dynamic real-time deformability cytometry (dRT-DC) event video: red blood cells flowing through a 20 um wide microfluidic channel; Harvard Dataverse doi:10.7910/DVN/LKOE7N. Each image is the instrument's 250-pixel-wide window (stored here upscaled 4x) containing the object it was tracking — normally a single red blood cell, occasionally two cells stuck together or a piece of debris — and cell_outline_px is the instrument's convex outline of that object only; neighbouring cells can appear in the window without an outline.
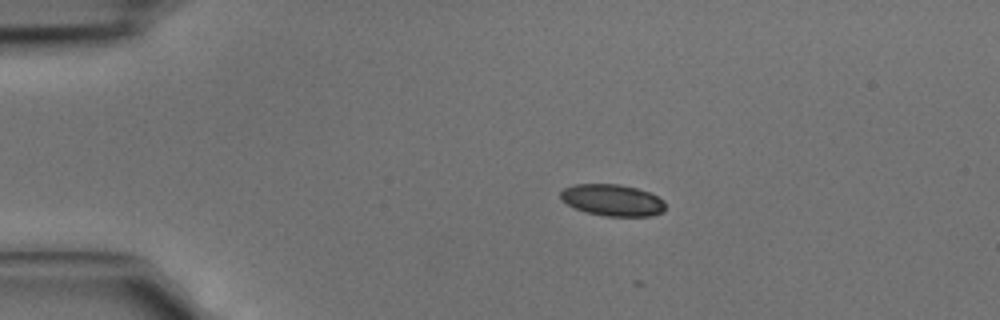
{"species": "common noctule bat (a hibernating species)", "species_latin": "Nyctalus noctula", "temperature_condition": "cold", "stored_images_in_passage": 4, "camera_frame_rate_fps": 3000, "um_per_image_px": 0.085, "animal": {"sex": "male", "body_mass_g": 15.6}, "frame": {"image": 1, "passage_image": 3, "time_ms": 0.667, "image_size_px": [1000, 320], "cell_outline_px": [[664, 212], [652, 216], [604, 216], [588, 212], [576, 208], [568, 204], [560, 196], [560, 192], [564, 188], [572, 184], [620, 184], [636, 188], [648, 192], [664, 200]], "centroid_in_image_um": [52.07, 17.01], "position_along_channel_um": 32.9, "area_um2": 19.19}}